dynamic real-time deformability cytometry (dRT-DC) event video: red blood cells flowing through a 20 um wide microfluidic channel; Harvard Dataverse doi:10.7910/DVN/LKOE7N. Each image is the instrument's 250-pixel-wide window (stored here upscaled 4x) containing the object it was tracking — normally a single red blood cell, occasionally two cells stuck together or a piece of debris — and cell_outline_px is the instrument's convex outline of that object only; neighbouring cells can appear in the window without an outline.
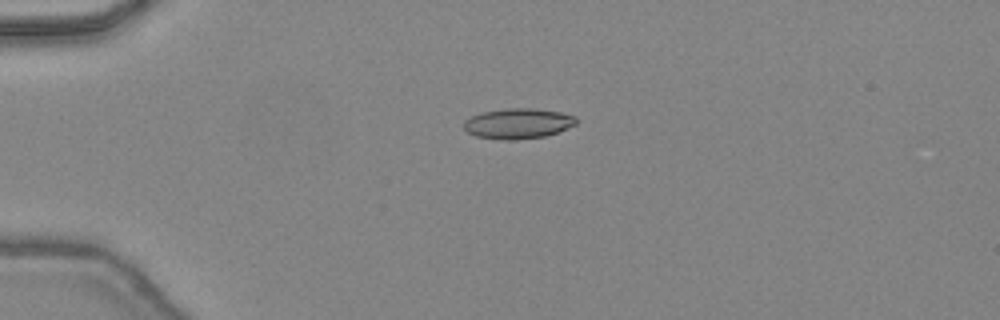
{"species": "common noctule bat (a hibernating species)", "species_latin": "Nyctalus noctula", "temperature_condition": "warm", "stored_images_in_passage": 35, "camera_frame_rate_fps": 3000, "um_per_image_px": 0.085, "animal": {"sex": "female", "body_mass_g": 24.6, "forearm_length_mm": 56.2}, "frame": {"image": 1, "passage_image": 1, "time_ms": 0.0, "image_size_px": [1000, 320], "cell_outline_px": [[576, 124], [556, 132], [544, 136], [516, 140], [500, 140], [476, 136], [468, 132], [464, 128], [464, 120], [472, 116], [484, 112], [508, 108], [532, 108], [560, 112], [576, 116]], "centroid_in_image_um": [44.02, 10.5], "position_along_channel_um": 41.0, "area_um2": 19.71}}
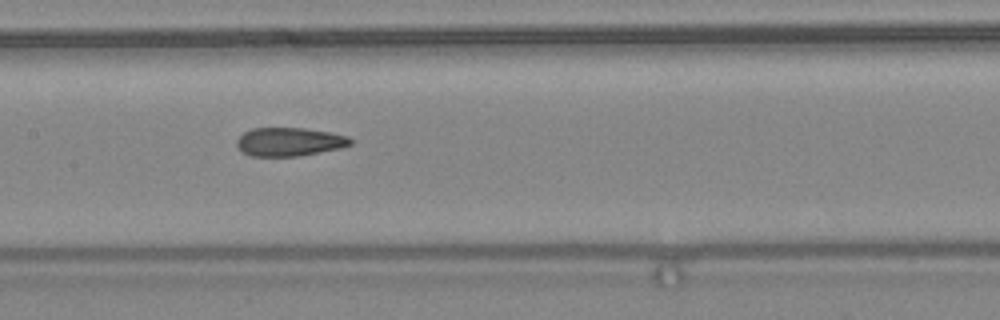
{"frame": {"image": 2, "passage_image": 13, "time_ms": 4.0, "image_size_px": [1000, 320], "cell_outline_px": [[352, 144], [340, 148], [300, 156], [252, 156], [244, 152], [236, 144], [236, 140], [244, 132], [252, 128], [304, 128], [328, 132], [348, 136], [352, 140]], "centroid_in_image_um": [24.6, 12.05], "position_along_channel_um": 182.8, "area_um2": 18.79}}
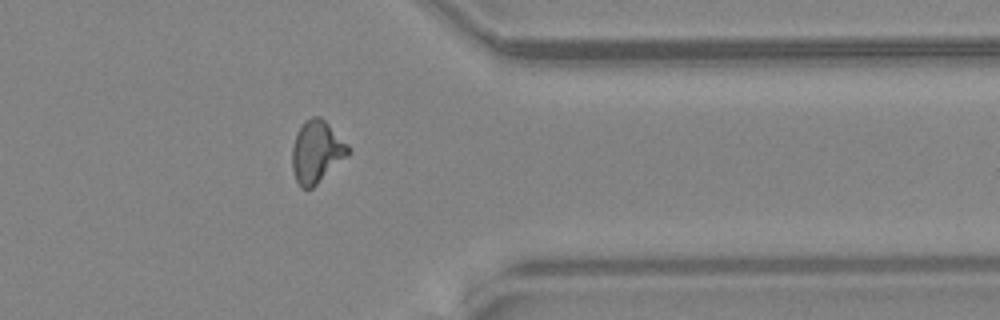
{"frame": {"image": 3, "passage_image": 27, "time_ms": 8.667, "image_size_px": [1000, 320], "cell_outline_px": [[352, 152], [348, 156], [312, 188], [300, 188], [296, 180], [292, 168], [292, 148], [296, 132], [304, 120], [312, 116], [320, 116], [352, 148]], "centroid_in_image_um": [26.92, 12.89], "position_along_channel_um": 384.5, "area_um2": 20.46}, "authors_computed_cell_mechanics": {"area_um2": 19.5364, "velocity_mm_per_s": 4.508, "shape_relaxation_time_tau1_ms": null, "shape_relaxation_time_tau2_ms": 2.2761, "deformation_change_tau1": null, "deformation_change_tau2": 0.1172}}